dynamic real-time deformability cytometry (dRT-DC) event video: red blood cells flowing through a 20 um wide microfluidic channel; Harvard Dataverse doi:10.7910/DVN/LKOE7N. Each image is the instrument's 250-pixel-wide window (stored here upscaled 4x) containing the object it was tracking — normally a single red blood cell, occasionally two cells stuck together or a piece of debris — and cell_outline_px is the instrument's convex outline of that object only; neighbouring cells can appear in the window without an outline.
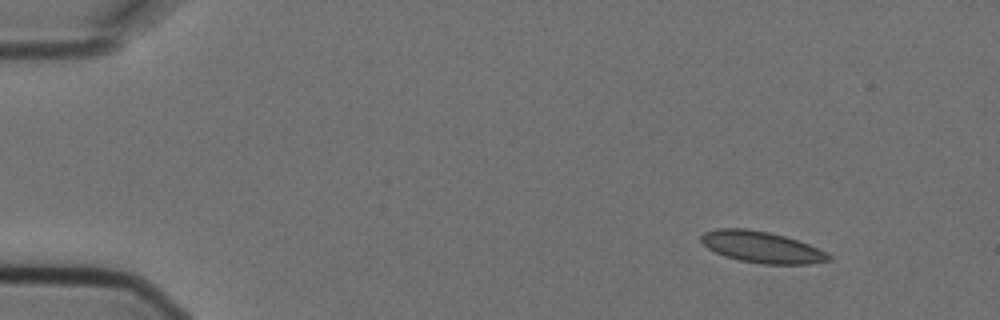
{"species": "Egyptian fruit bat (a non-hibernating species)", "species_latin": "Rousettus aegyptiacus", "temperature_condition": "cold", "stored_images_in_passage": 6, "camera_frame_rate_fps": 3000, "um_per_image_px": 0.085, "animal": {"sex": "female"}, "frame": {"image": 1, "passage_image": 1, "time_ms": 0.0, "image_size_px": [1000, 320], "cell_outline_px": [[832, 260], [808, 264], [764, 264], [740, 260], [724, 256], [708, 248], [700, 240], [700, 236], [704, 232], [716, 228], [748, 228], [768, 232], [784, 236], [808, 244], [828, 252], [832, 256]], "centroid_in_image_um": [64.75, 21.0], "position_along_channel_um": 20.2, "area_um2": 23.35}}
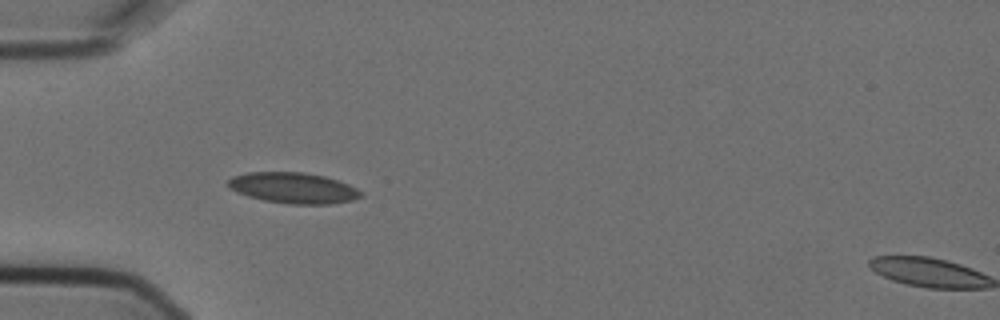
{"frame": {"image": 2, "passage_image": 4, "time_ms": 1.0, "image_size_px": [1000, 320], "cell_outline_px": [[364, 196], [352, 200], [332, 204], [288, 204], [264, 200], [248, 196], [236, 192], [228, 188], [228, 180], [232, 176], [248, 172], [304, 172], [324, 176], [348, 184], [356, 188]], "centroid_in_image_um": [24.91, 15.97], "position_along_channel_um": 60.1, "area_um2": 23.87}}
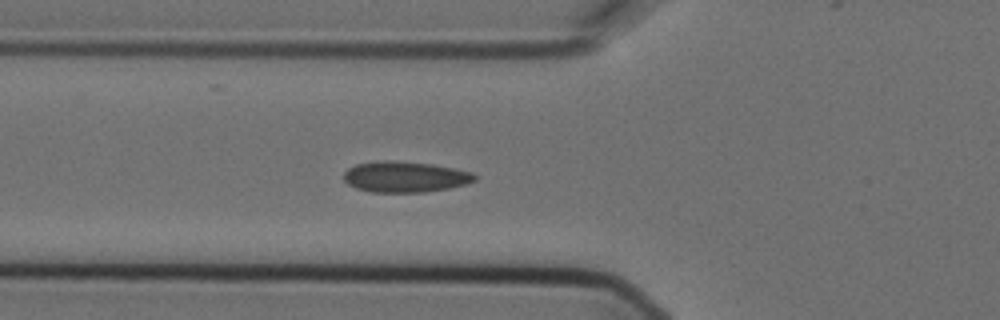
{"frame": {"image": 3, "passage_image": 5, "time_ms": 1.333, "image_size_px": [1000, 320], "cell_outline_px": [[476, 180], [468, 184], [448, 188], [424, 192], [372, 192], [356, 188], [348, 184], [344, 180], [344, 172], [348, 168], [356, 164], [384, 160], [388, 160], [432, 164], [472, 172], [476, 176]], "centroid_in_image_um": [34.42, 15.03], "position_along_channel_um": 91.4, "area_um2": 23.47}}